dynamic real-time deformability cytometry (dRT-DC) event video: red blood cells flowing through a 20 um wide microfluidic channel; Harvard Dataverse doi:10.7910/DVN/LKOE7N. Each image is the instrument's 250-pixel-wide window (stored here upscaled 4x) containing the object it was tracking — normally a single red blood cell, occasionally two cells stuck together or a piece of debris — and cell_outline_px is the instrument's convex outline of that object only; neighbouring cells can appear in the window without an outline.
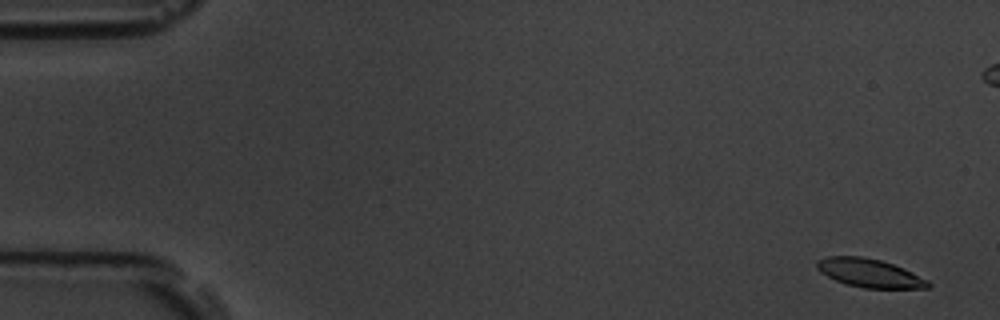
{"species": "common noctule bat (a hibernating species)", "species_latin": "Nyctalus noctula", "temperature_condition": "room temperature", "stored_images_in_passage": 9, "segment_of_instrument_passage": [1, 2], "camera_frame_rate_fps": 3000, "um_per_image_px": 0.085, "animal": {"sex": "male", "body_mass_g": 19.5, "forearm_length_mm": 54.6}, "frame": {"image": 1, "passage_image": 1, "time_ms": 0.0, "image_size_px": [1000, 320], "cell_outline_px": [[932, 284], [928, 288], [864, 288], [848, 284], [836, 280], [820, 272], [816, 268], [816, 260], [828, 256], [860, 256], [880, 260], [904, 268], [928, 280]], "centroid_in_image_um": [73.91, 23.2], "position_along_channel_um": 11.1, "area_um2": 18.38}}
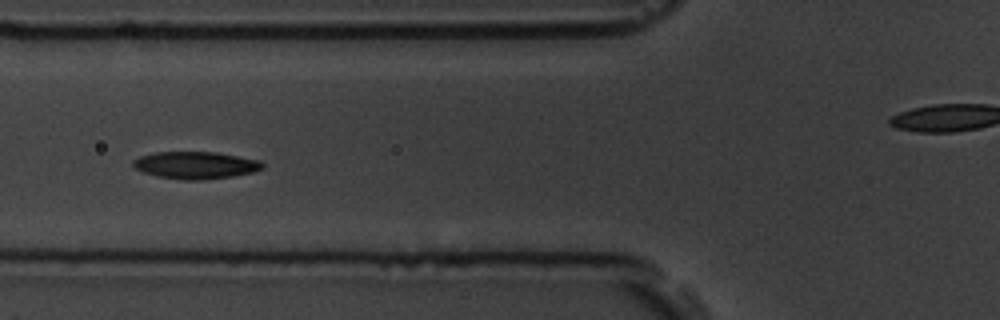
{"frame": {"image": 2, "passage_image": 7, "time_ms": 6.667, "image_size_px": [1000, 320], "cell_outline_px": [[264, 168], [252, 172], [232, 176], [200, 180], [184, 180], [156, 176], [144, 172], [136, 168], [132, 164], [132, 160], [140, 156], [156, 152], [216, 152], [260, 160], [264, 164]], "centroid_in_image_um": [16.63, 14.03], "position_along_channel_um": 109.2, "area_um2": 20.46}}
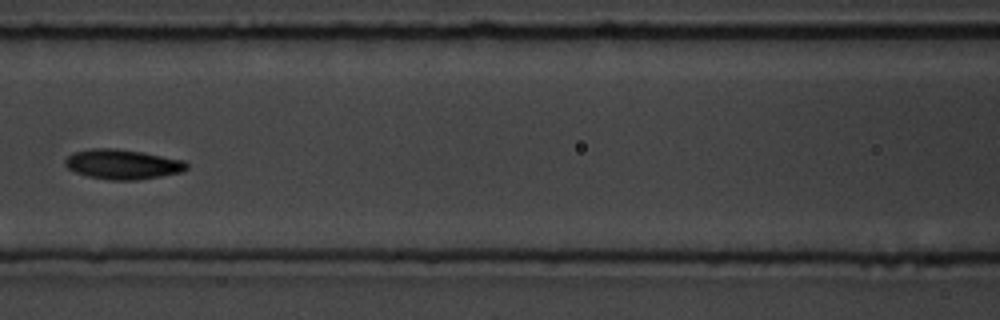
{"frame": {"image": 3, "passage_image": 8, "time_ms": 8.0, "image_size_px": [1000, 320], "cell_outline_px": [[188, 168], [180, 172], [160, 176], [136, 180], [108, 180], [88, 176], [76, 172], [68, 168], [64, 164], [64, 160], [72, 152], [92, 148], [116, 148], [144, 152], [184, 160], [188, 164]], "centroid_in_image_um": [10.4, 13.95], "position_along_channel_um": 156.2, "area_um2": 21.21}}